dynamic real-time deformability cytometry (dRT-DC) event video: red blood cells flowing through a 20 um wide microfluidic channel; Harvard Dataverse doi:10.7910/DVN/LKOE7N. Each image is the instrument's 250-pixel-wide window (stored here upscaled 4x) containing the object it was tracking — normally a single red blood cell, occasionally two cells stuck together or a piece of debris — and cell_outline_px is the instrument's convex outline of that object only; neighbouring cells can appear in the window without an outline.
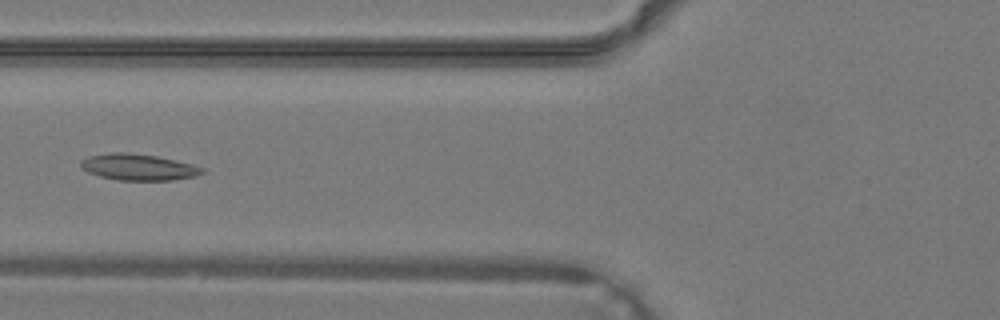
{"species": "common noctule bat (a hibernating species)", "species_latin": "Nyctalus noctula", "temperature_condition": "warm", "stored_images_in_passage": 40, "camera_frame_rate_fps": 3000, "um_per_image_px": 0.085, "animal": {"sex": "male", "body_mass_g": 19.2, "forearm_length_mm": 51.8}, "frame": {"image": 1, "passage_image": 17, "time_ms": 5.333, "image_size_px": [1000, 320], "cell_outline_px": [[204, 172], [196, 176], [172, 180], [116, 180], [100, 176], [88, 172], [80, 168], [80, 160], [88, 156], [112, 152], [124, 152], [156, 156], [192, 164], [204, 168]], "centroid_in_image_um": [11.73, 14.2], "position_along_channel_um": 114.1, "area_um2": 18.61}}
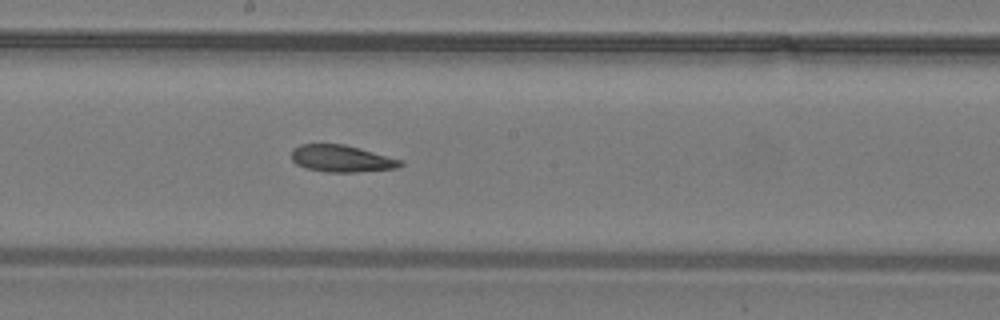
{"frame": {"image": 2, "passage_image": 23, "time_ms": 7.333, "image_size_px": [1000, 320], "cell_outline_px": [[404, 164], [396, 168], [356, 172], [324, 172], [308, 168], [296, 164], [292, 160], [292, 148], [300, 144], [344, 144], [360, 148], [404, 160]], "centroid_in_image_um": [29.05, 13.47], "position_along_channel_um": 219.2, "area_um2": 17.17}}
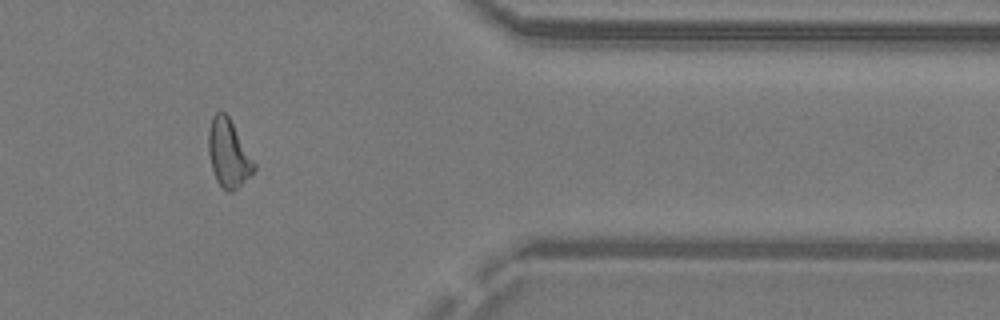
{"frame": {"image": 3, "passage_image": 34, "time_ms": 11.0, "image_size_px": [1000, 320], "cell_outline_px": [[256, 168], [232, 192], [228, 192], [216, 180], [212, 168], [208, 152], [208, 132], [212, 116], [216, 112], [224, 112], [228, 116], [256, 164]], "centroid_in_image_um": [19.39, 13.02], "position_along_channel_um": 392.0, "area_um2": 17.57}}